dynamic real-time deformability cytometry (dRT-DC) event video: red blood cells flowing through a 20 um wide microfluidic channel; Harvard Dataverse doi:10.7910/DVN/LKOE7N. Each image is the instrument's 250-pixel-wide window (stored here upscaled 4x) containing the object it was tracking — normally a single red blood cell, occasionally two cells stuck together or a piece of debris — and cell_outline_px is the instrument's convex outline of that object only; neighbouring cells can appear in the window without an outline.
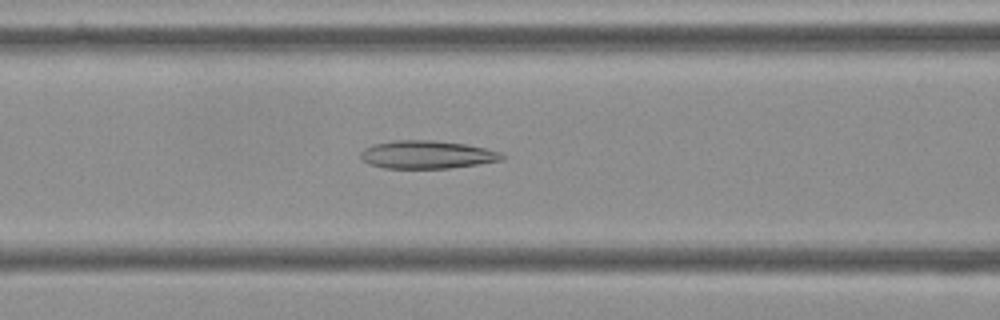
{"species": "Egyptian fruit bat (a non-hibernating species)", "species_latin": "Rousettus aegyptiacus", "temperature_condition": "cold", "stored_images_in_passage": 51, "camera_frame_rate_fps": 3000, "um_per_image_px": 0.085, "frame": {"image": 1, "passage_image": 18, "time_ms": 5.667, "image_size_px": [1000, 320], "cell_outline_px": [[504, 160], [448, 168], [384, 168], [368, 164], [360, 156], [360, 152], [364, 148], [372, 144], [392, 140], [432, 140], [468, 144], [500, 152], [504, 156]], "centroid_in_image_um": [36.26, 13.13], "position_along_channel_um": 130.3, "area_um2": 23.12}}
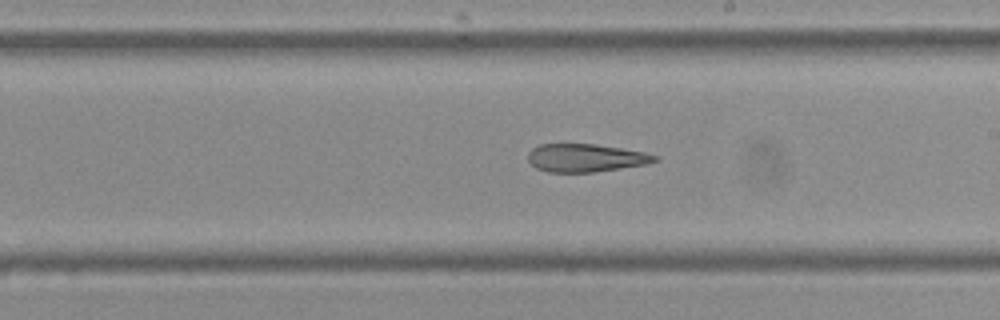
{"frame": {"image": 2, "passage_image": 27, "time_ms": 8.667, "image_size_px": [1000, 320], "cell_outline_px": [[660, 160], [644, 164], [620, 168], [592, 172], [548, 172], [536, 168], [528, 160], [528, 152], [532, 148], [540, 144], [592, 144], [620, 148], [644, 152], [660, 156]], "centroid_in_image_um": [49.77, 13.42], "position_along_channel_um": 239.2, "area_um2": 20.58}}
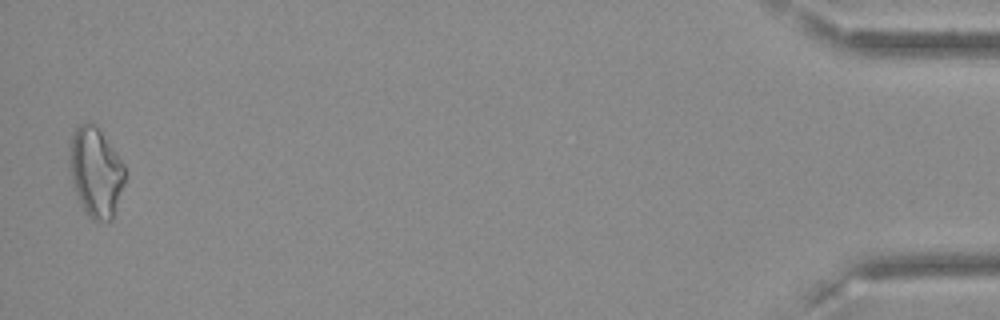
{"frame": {"image": 3, "passage_image": 50, "time_ms": 16.333, "image_size_px": [1000, 320], "cell_outline_px": [[124, 184], [112, 220], [92, 220], [88, 216], [76, 192], [72, 180], [68, 164], [68, 156], [72, 136], [76, 128], [84, 120], [92, 120], [96, 124], [124, 164]], "centroid_in_image_um": [8.12, 14.57], "position_along_channel_um": 427.1, "area_um2": 28.84}, "authors_computed_cell_mechanics": {"area_um2": 23.9292, "velocity_mm_per_s": 3.6388, "shape_relaxation_time_tau1_ms": null, "shape_relaxation_time_tau2_ms": 10.9528, "deformation_change_tau1": null, "deformation_change_tau2": 0.2439}}